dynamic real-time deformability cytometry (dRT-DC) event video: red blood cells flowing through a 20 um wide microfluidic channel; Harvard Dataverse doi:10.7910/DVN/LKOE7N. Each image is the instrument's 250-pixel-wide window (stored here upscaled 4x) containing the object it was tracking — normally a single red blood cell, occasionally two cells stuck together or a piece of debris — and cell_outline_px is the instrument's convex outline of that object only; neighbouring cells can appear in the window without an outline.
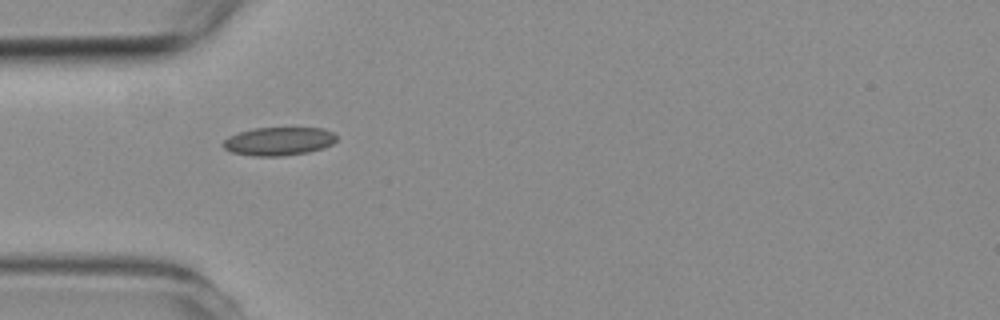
{"species": "common noctule bat (a hibernating species)", "species_latin": "Nyctalus noctula", "temperature_condition": "room temperature", "stored_images_in_passage": 5, "camera_frame_rate_fps": 3000, "um_per_image_px": 0.085, "animal": {"sex": "female", "body_mass_g": 19.3, "forearm_length_mm": 54.1}, "frame": {"image": 1, "passage_image": 4, "time_ms": 3.333, "image_size_px": [1000, 320], "cell_outline_px": [[336, 140], [332, 144], [324, 148], [308, 152], [280, 156], [256, 156], [232, 152], [224, 148], [220, 144], [228, 136], [240, 132], [256, 128], [324, 128], [332, 132], [336, 136]], "centroid_in_image_um": [23.69, 12.01], "position_along_channel_um": 61.3, "area_um2": 18.67}}
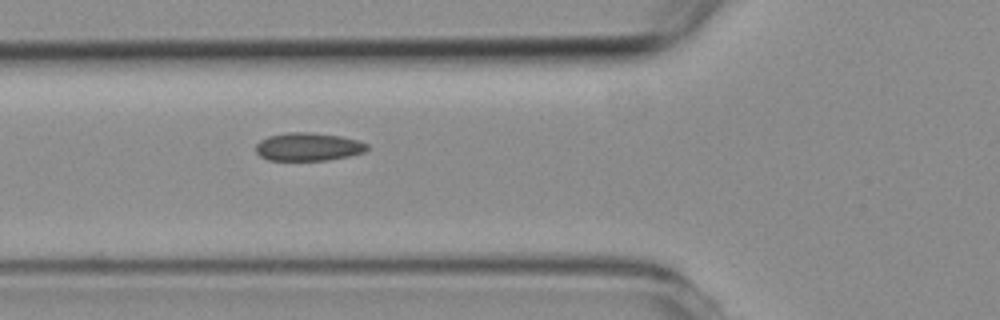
{"frame": {"image": 2, "passage_image": 5, "time_ms": 4.333, "image_size_px": [1000, 320], "cell_outline_px": [[368, 148], [364, 152], [348, 156], [328, 160], [268, 160], [260, 156], [256, 152], [256, 144], [260, 140], [268, 136], [288, 132], [312, 132], [340, 136], [360, 140], [368, 144]], "centroid_in_image_um": [26.2, 12.47], "position_along_channel_um": 99.6, "area_um2": 18.32}}